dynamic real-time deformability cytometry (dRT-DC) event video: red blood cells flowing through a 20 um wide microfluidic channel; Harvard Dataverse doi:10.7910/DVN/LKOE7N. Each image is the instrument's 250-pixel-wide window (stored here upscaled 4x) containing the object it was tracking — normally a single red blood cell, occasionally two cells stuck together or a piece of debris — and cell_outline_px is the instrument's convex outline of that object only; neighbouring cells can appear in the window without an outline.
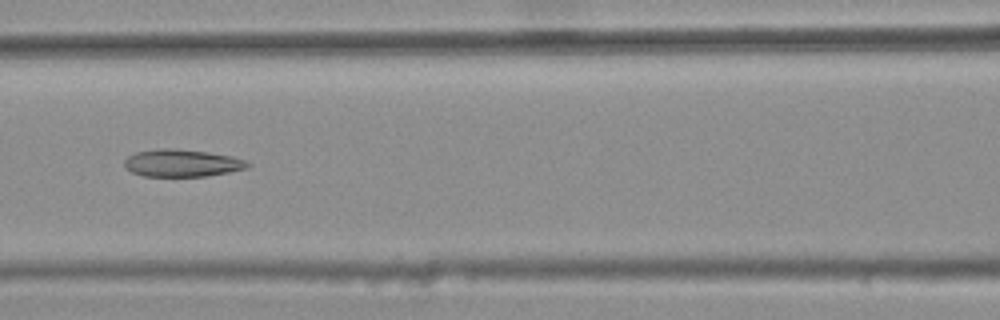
{"species": "common noctule bat (a hibernating species)", "species_latin": "Nyctalus noctula", "temperature_condition": "warm", "stored_images_in_passage": 5, "camera_frame_rate_fps": 3000, "um_per_image_px": 0.085, "animal": {"sex": "female", "body_mass_g": 25.1}, "frame": {"image": 1, "passage_image": 4, "time_ms": 1.0, "image_size_px": [1000, 320], "cell_outline_px": [[252, 164], [248, 168], [228, 172], [204, 176], [144, 176], [132, 172], [124, 164], [124, 160], [128, 156], [136, 152], [156, 148], [176, 148], [208, 152], [232, 156], [244, 160]], "centroid_in_image_um": [15.47, 13.85], "position_along_channel_um": 151.1, "area_um2": 19.65}}
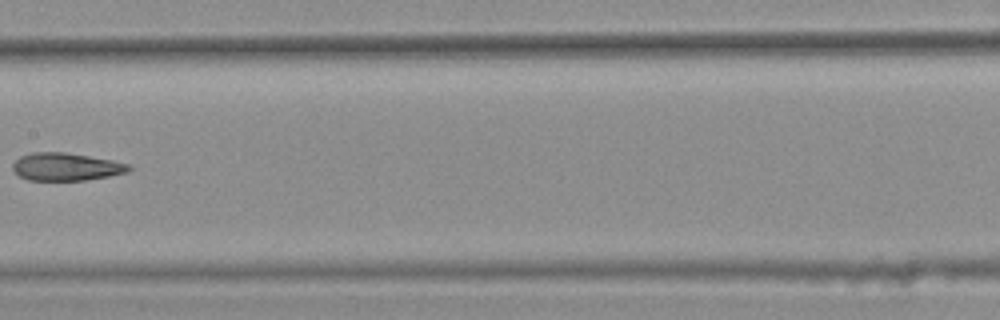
{"frame": {"image": 2, "passage_image": 5, "time_ms": 1.333, "image_size_px": [1000, 320], "cell_outline_px": [[132, 168], [128, 172], [108, 176], [84, 180], [28, 180], [20, 176], [12, 168], [12, 164], [20, 156], [32, 152], [64, 152], [112, 160], [132, 164]], "centroid_in_image_um": [5.63, 14.17], "position_along_channel_um": 201.8, "area_um2": 18.73}}